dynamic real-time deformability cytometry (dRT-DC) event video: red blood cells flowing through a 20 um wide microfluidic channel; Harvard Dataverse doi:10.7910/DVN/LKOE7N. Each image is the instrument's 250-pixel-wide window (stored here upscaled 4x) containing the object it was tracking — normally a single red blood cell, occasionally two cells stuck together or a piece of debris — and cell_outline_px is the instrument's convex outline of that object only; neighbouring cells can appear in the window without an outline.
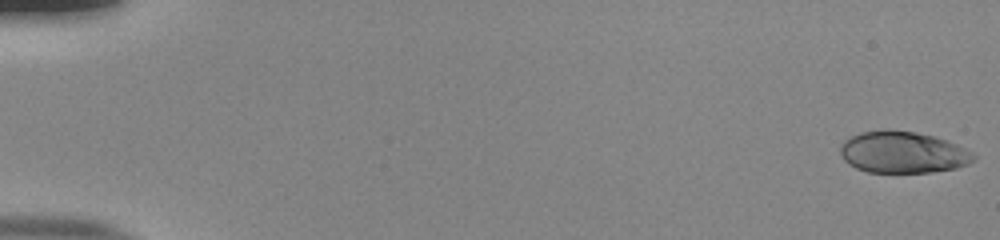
{"species": "human", "species_latin": "Homo sapiens", "temperature_condition": "room temperature", "stored_images_in_passage": 53, "camera_frame_rate_fps": 3000, "um_per_image_px": 0.085, "donor": {"sex": "male"}, "frame": {"image": 1, "passage_image": 1, "time_ms": 0.0, "image_size_px": [1000, 240], "cell_outline_px": [[976, 160], [968, 164], [956, 168], [932, 172], [868, 172], [856, 168], [848, 164], [844, 160], [840, 152], [840, 144], [844, 140], [860, 132], [884, 128], [888, 128], [916, 132], [936, 136], [948, 140], [972, 152], [976, 156]], "centroid_in_image_um": [76.74, 12.92], "position_along_channel_um": 8.3, "area_um2": 32.83}}
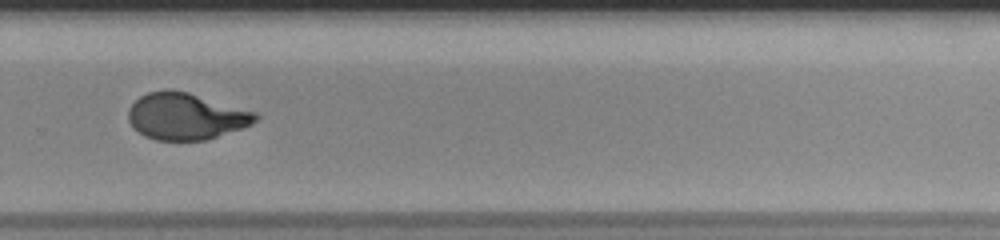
{"frame": {"image": 2, "passage_image": 38, "time_ms": 12.333, "image_size_px": [1000, 240], "cell_outline_px": [[260, 116], [252, 124], [208, 140], [156, 140], [144, 136], [132, 128], [128, 120], [128, 108], [140, 96], [148, 92], [188, 92], [256, 112]], "centroid_in_image_um": [15.79, 9.92], "position_along_channel_um": 314.0, "area_um2": 34.22}}
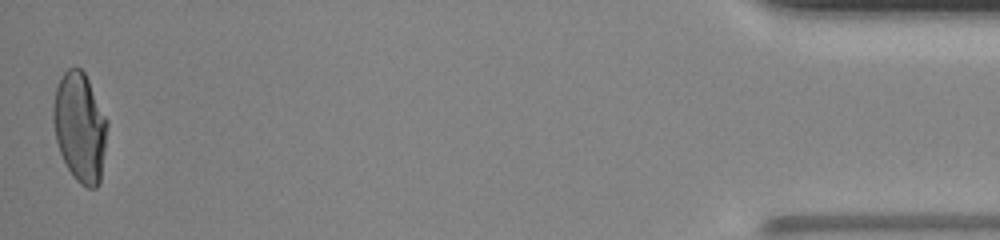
{"frame": {"image": 3, "passage_image": 53, "time_ms": 17.333, "image_size_px": [1000, 240], "cell_outline_px": [[108, 124], [100, 184], [96, 188], [88, 188], [80, 184], [76, 180], [68, 168], [60, 152], [56, 140], [52, 120], [52, 104], [56, 88], [64, 72], [68, 68], [80, 68], [84, 72], [108, 120]], "centroid_in_image_um": [6.79, 10.82], "position_along_channel_um": 428.4, "area_um2": 34.45}, "authors_computed_cell_mechanics": {"area_um2": 34.2176, "velocity_mm_per_s": 3.9258, "shape_relaxation_time_tau1_ms": 10.8105, "shape_relaxation_time_tau2_ms": null, "deformation_change_tau1": 0.3363, "deformation_change_tau2": null}}